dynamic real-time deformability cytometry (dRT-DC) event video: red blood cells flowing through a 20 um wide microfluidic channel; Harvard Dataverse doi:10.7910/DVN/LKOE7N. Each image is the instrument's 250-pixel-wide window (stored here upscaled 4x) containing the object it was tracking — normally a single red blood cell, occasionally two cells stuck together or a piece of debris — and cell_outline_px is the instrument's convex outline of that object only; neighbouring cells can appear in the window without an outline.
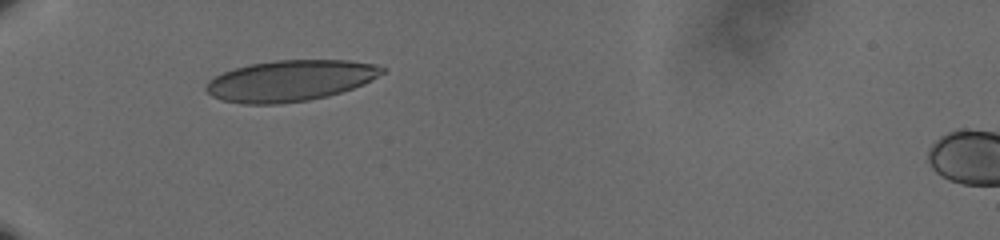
{"species": "human", "species_latin": "Homo sapiens", "temperature_condition": "cold", "stored_images_in_passage": 33, "camera_frame_rate_fps": 3000, "um_per_image_px": 0.085, "donor": {"sex": "male"}, "frame": {"image": 1, "passage_image": 1, "time_ms": 0.0, "image_size_px": [1000, 240], "cell_outline_px": [[388, 68], [384, 72], [364, 84], [328, 96], [308, 100], [280, 104], [244, 104], [224, 100], [212, 96], [204, 88], [208, 80], [224, 72], [248, 64], [276, 60], [348, 60], [376, 64]], "centroid_in_image_um": [24.68, 6.85], "position_along_channel_um": 60.3, "area_um2": 42.08}}
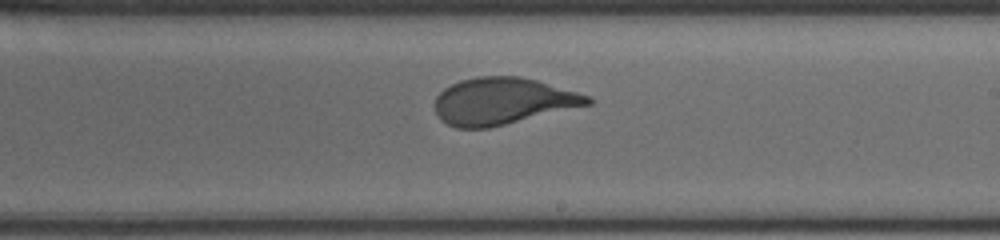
{"frame": {"image": 2, "passage_image": 18, "time_ms": 5.667, "image_size_px": [1000, 240], "cell_outline_px": [[592, 104], [488, 128], [456, 128], [440, 120], [436, 112], [436, 96], [444, 88], [460, 80], [476, 76], [520, 76], [536, 80], [576, 92], [588, 96], [592, 100]], "centroid_in_image_um": [42.69, 8.59], "position_along_channel_um": 246.3, "area_um2": 41.38}}
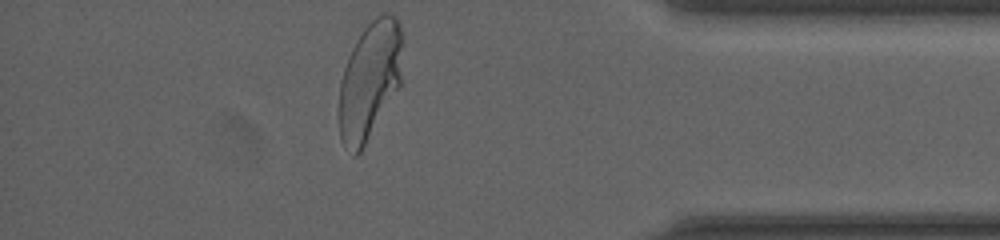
{"frame": {"image": 3, "passage_image": 33, "time_ms": 10.667, "image_size_px": [1000, 240], "cell_outline_px": [[404, 36], [400, 84], [360, 152], [356, 156], [352, 156], [344, 148], [340, 140], [340, 84], [344, 68], [348, 56], [356, 40], [364, 28], [380, 12], [384, 12], [396, 16], [400, 20]], "centroid_in_image_um": [31.45, 6.78], "position_along_channel_um": 403.8, "area_um2": 43.81}, "authors_computed_cell_mechanics": {"area_um2": 42.3674, "velocity_mm_per_s": 3.5947, "shape_relaxation_time_tau1_ms": 3.946, "shape_relaxation_time_tau2_ms": null, "deformation_change_tau1": 0.1744, "deformation_change_tau2": null}}